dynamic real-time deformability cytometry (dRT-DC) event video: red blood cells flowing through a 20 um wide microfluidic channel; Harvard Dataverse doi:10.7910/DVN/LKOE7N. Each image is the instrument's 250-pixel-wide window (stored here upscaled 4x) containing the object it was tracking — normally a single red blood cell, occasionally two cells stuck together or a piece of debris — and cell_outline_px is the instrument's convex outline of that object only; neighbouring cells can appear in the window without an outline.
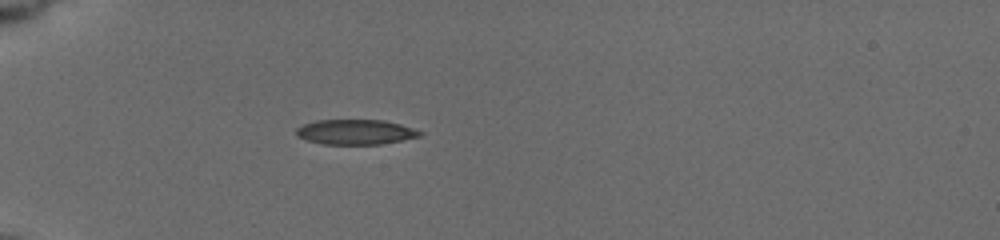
{"species": "common noctule bat (a hibernating species)", "species_latin": "Nyctalus noctula", "temperature_condition": "cold", "stored_images_in_passage": 39, "camera_frame_rate_fps": 3000, "um_per_image_px": 0.085, "animal": {"sex": "female", "body_mass_g": 19.5, "forearm_length_mm": 54.1}, "frame": {"image": 1, "passage_image": 1, "time_ms": 0.0, "image_size_px": [1000, 240], "cell_outline_px": [[424, 132], [420, 136], [380, 144], [324, 144], [308, 140], [296, 136], [296, 128], [304, 124], [316, 120], [384, 120], [400, 124]], "centroid_in_image_um": [30.2, 11.21], "position_along_channel_um": 54.8, "area_um2": 17.86}}
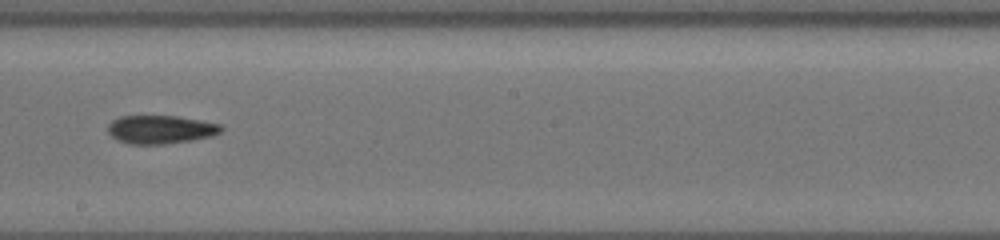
{"frame": {"image": 2, "passage_image": 17, "time_ms": 5.333, "image_size_px": [1000, 240], "cell_outline_px": [[224, 128], [220, 132], [212, 136], [192, 140], [164, 144], [132, 144], [120, 140], [112, 136], [108, 132], [108, 124], [112, 120], [120, 116], [176, 116], [200, 120], [220, 124]], "centroid_in_image_um": [13.66, 11.0], "position_along_channel_um": 234.5, "area_um2": 18.61}}
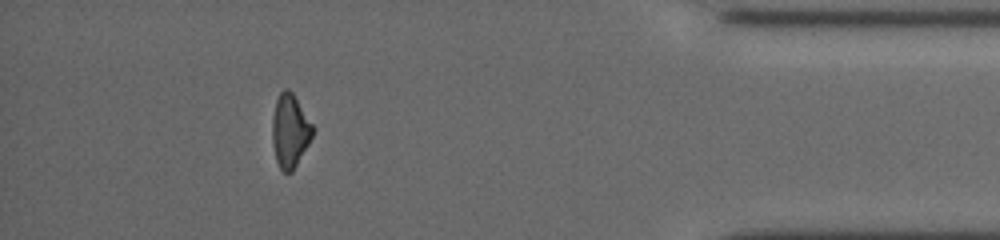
{"frame": {"image": 3, "passage_image": 34, "time_ms": 11.0, "image_size_px": [1000, 240], "cell_outline_px": [[316, 128], [308, 144], [292, 172], [284, 172], [280, 168], [276, 160], [272, 140], [272, 116], [276, 100], [280, 92], [284, 88], [288, 88], [292, 92]], "centroid_in_image_um": [24.65, 11.09], "position_along_channel_um": 410.5, "area_um2": 17.34}, "authors_computed_cell_mechanics": {"area_um2": 18.496, "velocity_mm_per_s": 3.7771, "shape_relaxation_time_tau1_ms": null, "shape_relaxation_time_tau2_ms": 7.4302, "deformation_change_tau1": null, "deformation_change_tau2": 0.1576}}